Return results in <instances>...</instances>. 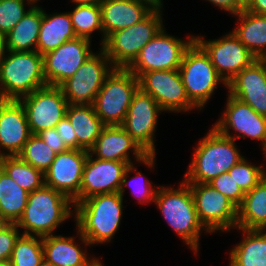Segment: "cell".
<instances>
[{"mask_svg": "<svg viewBox=\"0 0 266 266\" xmlns=\"http://www.w3.org/2000/svg\"><path fill=\"white\" fill-rule=\"evenodd\" d=\"M25 110L32 134L53 129L66 115L67 99L59 86L46 85L18 99Z\"/></svg>", "mask_w": 266, "mask_h": 266, "instance_id": "12", "label": "cell"}, {"mask_svg": "<svg viewBox=\"0 0 266 266\" xmlns=\"http://www.w3.org/2000/svg\"><path fill=\"white\" fill-rule=\"evenodd\" d=\"M0 167L29 193L45 185L44 173L24 162L19 156H3Z\"/></svg>", "mask_w": 266, "mask_h": 266, "instance_id": "32", "label": "cell"}, {"mask_svg": "<svg viewBox=\"0 0 266 266\" xmlns=\"http://www.w3.org/2000/svg\"><path fill=\"white\" fill-rule=\"evenodd\" d=\"M9 223L0 215V231L5 228Z\"/></svg>", "mask_w": 266, "mask_h": 266, "instance_id": "49", "label": "cell"}, {"mask_svg": "<svg viewBox=\"0 0 266 266\" xmlns=\"http://www.w3.org/2000/svg\"><path fill=\"white\" fill-rule=\"evenodd\" d=\"M194 40L208 54L215 70L226 84L257 59L233 31L212 41H205L203 37L197 36Z\"/></svg>", "mask_w": 266, "mask_h": 266, "instance_id": "14", "label": "cell"}, {"mask_svg": "<svg viewBox=\"0 0 266 266\" xmlns=\"http://www.w3.org/2000/svg\"><path fill=\"white\" fill-rule=\"evenodd\" d=\"M6 52V37L0 34V65L2 63V60L5 58Z\"/></svg>", "mask_w": 266, "mask_h": 266, "instance_id": "46", "label": "cell"}, {"mask_svg": "<svg viewBox=\"0 0 266 266\" xmlns=\"http://www.w3.org/2000/svg\"><path fill=\"white\" fill-rule=\"evenodd\" d=\"M69 16L77 37L91 40V34L95 30H100L103 33L99 4L76 5L74 10L69 12Z\"/></svg>", "mask_w": 266, "mask_h": 266, "instance_id": "33", "label": "cell"}, {"mask_svg": "<svg viewBox=\"0 0 266 266\" xmlns=\"http://www.w3.org/2000/svg\"><path fill=\"white\" fill-rule=\"evenodd\" d=\"M129 151L140 163L154 167L155 155H148L121 125L104 126L89 153L95 154L96 159L132 164Z\"/></svg>", "mask_w": 266, "mask_h": 266, "instance_id": "20", "label": "cell"}, {"mask_svg": "<svg viewBox=\"0 0 266 266\" xmlns=\"http://www.w3.org/2000/svg\"><path fill=\"white\" fill-rule=\"evenodd\" d=\"M235 140L220 134L214 127L200 140L195 148L186 183H209L228 172L243 156L235 146Z\"/></svg>", "mask_w": 266, "mask_h": 266, "instance_id": "3", "label": "cell"}, {"mask_svg": "<svg viewBox=\"0 0 266 266\" xmlns=\"http://www.w3.org/2000/svg\"><path fill=\"white\" fill-rule=\"evenodd\" d=\"M56 154L39 135L32 134L18 156L24 162L45 173L54 161Z\"/></svg>", "mask_w": 266, "mask_h": 266, "instance_id": "35", "label": "cell"}, {"mask_svg": "<svg viewBox=\"0 0 266 266\" xmlns=\"http://www.w3.org/2000/svg\"><path fill=\"white\" fill-rule=\"evenodd\" d=\"M244 7H246L251 0H238Z\"/></svg>", "mask_w": 266, "mask_h": 266, "instance_id": "52", "label": "cell"}, {"mask_svg": "<svg viewBox=\"0 0 266 266\" xmlns=\"http://www.w3.org/2000/svg\"><path fill=\"white\" fill-rule=\"evenodd\" d=\"M70 205L74 206L69 197L44 185L29 193L27 205L16 225L24 229L23 235H52L54 230L73 214Z\"/></svg>", "mask_w": 266, "mask_h": 266, "instance_id": "2", "label": "cell"}, {"mask_svg": "<svg viewBox=\"0 0 266 266\" xmlns=\"http://www.w3.org/2000/svg\"><path fill=\"white\" fill-rule=\"evenodd\" d=\"M41 22L42 8L36 4L32 5L23 18L5 35L7 50L36 51Z\"/></svg>", "mask_w": 266, "mask_h": 266, "instance_id": "29", "label": "cell"}, {"mask_svg": "<svg viewBox=\"0 0 266 266\" xmlns=\"http://www.w3.org/2000/svg\"><path fill=\"white\" fill-rule=\"evenodd\" d=\"M178 70L189 100L198 109L207 104L220 82L227 87L208 54L195 40L186 49Z\"/></svg>", "mask_w": 266, "mask_h": 266, "instance_id": "8", "label": "cell"}, {"mask_svg": "<svg viewBox=\"0 0 266 266\" xmlns=\"http://www.w3.org/2000/svg\"><path fill=\"white\" fill-rule=\"evenodd\" d=\"M262 167L249 164L243 157L228 172L246 193L253 189L266 176V171Z\"/></svg>", "mask_w": 266, "mask_h": 266, "instance_id": "36", "label": "cell"}, {"mask_svg": "<svg viewBox=\"0 0 266 266\" xmlns=\"http://www.w3.org/2000/svg\"><path fill=\"white\" fill-rule=\"evenodd\" d=\"M131 171H136V176H133L131 182H128L127 180V176L131 173ZM141 176H144L143 174H141L138 170H135L134 168V165L133 163L132 164H129L128 167L126 168L125 172H124V175H123V178H122V182H121V186H120V189H119V193L123 196L124 195V189L126 187V185H129L131 184V188H132V193L131 194H134V195H137L135 197L138 198L139 202H153L155 200V196H156V192H157V189H154L153 188V185L150 181H146V180H143V177ZM144 183H142V181ZM135 181V182H133ZM129 183V184H128ZM136 190V191H135ZM134 191V193H133Z\"/></svg>", "mask_w": 266, "mask_h": 266, "instance_id": "38", "label": "cell"}, {"mask_svg": "<svg viewBox=\"0 0 266 266\" xmlns=\"http://www.w3.org/2000/svg\"><path fill=\"white\" fill-rule=\"evenodd\" d=\"M15 223H9L0 231V261H8L11 258L16 240L21 235Z\"/></svg>", "mask_w": 266, "mask_h": 266, "instance_id": "40", "label": "cell"}, {"mask_svg": "<svg viewBox=\"0 0 266 266\" xmlns=\"http://www.w3.org/2000/svg\"><path fill=\"white\" fill-rule=\"evenodd\" d=\"M214 5L218 6L221 10L228 11L235 15L245 7L238 0H208Z\"/></svg>", "mask_w": 266, "mask_h": 266, "instance_id": "43", "label": "cell"}, {"mask_svg": "<svg viewBox=\"0 0 266 266\" xmlns=\"http://www.w3.org/2000/svg\"><path fill=\"white\" fill-rule=\"evenodd\" d=\"M9 100L10 98L0 88V112Z\"/></svg>", "mask_w": 266, "mask_h": 266, "instance_id": "48", "label": "cell"}, {"mask_svg": "<svg viewBox=\"0 0 266 266\" xmlns=\"http://www.w3.org/2000/svg\"><path fill=\"white\" fill-rule=\"evenodd\" d=\"M26 0H0V34L6 35L26 14ZM27 3L34 5L32 0Z\"/></svg>", "mask_w": 266, "mask_h": 266, "instance_id": "37", "label": "cell"}, {"mask_svg": "<svg viewBox=\"0 0 266 266\" xmlns=\"http://www.w3.org/2000/svg\"><path fill=\"white\" fill-rule=\"evenodd\" d=\"M0 266H11L10 260H8V261H0Z\"/></svg>", "mask_w": 266, "mask_h": 266, "instance_id": "51", "label": "cell"}, {"mask_svg": "<svg viewBox=\"0 0 266 266\" xmlns=\"http://www.w3.org/2000/svg\"><path fill=\"white\" fill-rule=\"evenodd\" d=\"M38 135L56 153H61L68 150L55 128L43 130Z\"/></svg>", "mask_w": 266, "mask_h": 266, "instance_id": "42", "label": "cell"}, {"mask_svg": "<svg viewBox=\"0 0 266 266\" xmlns=\"http://www.w3.org/2000/svg\"><path fill=\"white\" fill-rule=\"evenodd\" d=\"M123 196L119 192L92 196L74 206L78 236L85 245L111 241L122 218Z\"/></svg>", "mask_w": 266, "mask_h": 266, "instance_id": "1", "label": "cell"}, {"mask_svg": "<svg viewBox=\"0 0 266 266\" xmlns=\"http://www.w3.org/2000/svg\"><path fill=\"white\" fill-rule=\"evenodd\" d=\"M5 153H6V152L3 153L2 151H0V165H1L2 157L5 156Z\"/></svg>", "mask_w": 266, "mask_h": 266, "instance_id": "54", "label": "cell"}, {"mask_svg": "<svg viewBox=\"0 0 266 266\" xmlns=\"http://www.w3.org/2000/svg\"><path fill=\"white\" fill-rule=\"evenodd\" d=\"M77 136V149L90 150L105 126L97 116L94 105L68 104L65 115Z\"/></svg>", "mask_w": 266, "mask_h": 266, "instance_id": "26", "label": "cell"}, {"mask_svg": "<svg viewBox=\"0 0 266 266\" xmlns=\"http://www.w3.org/2000/svg\"><path fill=\"white\" fill-rule=\"evenodd\" d=\"M236 228L266 230V176L245 193L237 208Z\"/></svg>", "mask_w": 266, "mask_h": 266, "instance_id": "27", "label": "cell"}, {"mask_svg": "<svg viewBox=\"0 0 266 266\" xmlns=\"http://www.w3.org/2000/svg\"><path fill=\"white\" fill-rule=\"evenodd\" d=\"M180 188L160 186L157 188L154 203L157 204L164 218L172 229L197 254L202 228L195 209L190 186L183 180Z\"/></svg>", "mask_w": 266, "mask_h": 266, "instance_id": "4", "label": "cell"}, {"mask_svg": "<svg viewBox=\"0 0 266 266\" xmlns=\"http://www.w3.org/2000/svg\"><path fill=\"white\" fill-rule=\"evenodd\" d=\"M229 94L266 116V59H256L228 84Z\"/></svg>", "mask_w": 266, "mask_h": 266, "instance_id": "21", "label": "cell"}, {"mask_svg": "<svg viewBox=\"0 0 266 266\" xmlns=\"http://www.w3.org/2000/svg\"><path fill=\"white\" fill-rule=\"evenodd\" d=\"M158 112H163L159 104L151 95L139 88L121 125L148 155H156L153 136Z\"/></svg>", "mask_w": 266, "mask_h": 266, "instance_id": "15", "label": "cell"}, {"mask_svg": "<svg viewBox=\"0 0 266 266\" xmlns=\"http://www.w3.org/2000/svg\"><path fill=\"white\" fill-rule=\"evenodd\" d=\"M102 0H72L76 5H93V4H100Z\"/></svg>", "mask_w": 266, "mask_h": 266, "instance_id": "47", "label": "cell"}, {"mask_svg": "<svg viewBox=\"0 0 266 266\" xmlns=\"http://www.w3.org/2000/svg\"><path fill=\"white\" fill-rule=\"evenodd\" d=\"M55 129L68 149H77V136L66 116L56 125Z\"/></svg>", "mask_w": 266, "mask_h": 266, "instance_id": "41", "label": "cell"}, {"mask_svg": "<svg viewBox=\"0 0 266 266\" xmlns=\"http://www.w3.org/2000/svg\"><path fill=\"white\" fill-rule=\"evenodd\" d=\"M241 231L245 238L231 250L229 266H266L265 230Z\"/></svg>", "mask_w": 266, "mask_h": 266, "instance_id": "30", "label": "cell"}, {"mask_svg": "<svg viewBox=\"0 0 266 266\" xmlns=\"http://www.w3.org/2000/svg\"><path fill=\"white\" fill-rule=\"evenodd\" d=\"M190 186L200 223L208 233L229 231L237 224V207L209 183H187Z\"/></svg>", "mask_w": 266, "mask_h": 266, "instance_id": "11", "label": "cell"}, {"mask_svg": "<svg viewBox=\"0 0 266 266\" xmlns=\"http://www.w3.org/2000/svg\"><path fill=\"white\" fill-rule=\"evenodd\" d=\"M214 128L220 134L234 140L242 137L259 140L263 151H266V116L258 114L250 105L229 93L226 110ZM231 128L237 131L238 135L231 136Z\"/></svg>", "mask_w": 266, "mask_h": 266, "instance_id": "16", "label": "cell"}, {"mask_svg": "<svg viewBox=\"0 0 266 266\" xmlns=\"http://www.w3.org/2000/svg\"><path fill=\"white\" fill-rule=\"evenodd\" d=\"M245 10L255 14L266 15V0H251Z\"/></svg>", "mask_w": 266, "mask_h": 266, "instance_id": "44", "label": "cell"}, {"mask_svg": "<svg viewBox=\"0 0 266 266\" xmlns=\"http://www.w3.org/2000/svg\"><path fill=\"white\" fill-rule=\"evenodd\" d=\"M39 266H55V265L53 263H50V262L46 261L45 259H43L40 262Z\"/></svg>", "mask_w": 266, "mask_h": 266, "instance_id": "50", "label": "cell"}, {"mask_svg": "<svg viewBox=\"0 0 266 266\" xmlns=\"http://www.w3.org/2000/svg\"><path fill=\"white\" fill-rule=\"evenodd\" d=\"M139 88L159 104L163 111L179 112L197 108L188 98L178 69L144 72Z\"/></svg>", "mask_w": 266, "mask_h": 266, "instance_id": "13", "label": "cell"}, {"mask_svg": "<svg viewBox=\"0 0 266 266\" xmlns=\"http://www.w3.org/2000/svg\"><path fill=\"white\" fill-rule=\"evenodd\" d=\"M29 192L20 187L0 167V215L8 223H17L27 205Z\"/></svg>", "mask_w": 266, "mask_h": 266, "instance_id": "31", "label": "cell"}, {"mask_svg": "<svg viewBox=\"0 0 266 266\" xmlns=\"http://www.w3.org/2000/svg\"><path fill=\"white\" fill-rule=\"evenodd\" d=\"M210 185L225 195L237 208L241 205L245 192L235 182L229 172H224L209 182Z\"/></svg>", "mask_w": 266, "mask_h": 266, "instance_id": "39", "label": "cell"}, {"mask_svg": "<svg viewBox=\"0 0 266 266\" xmlns=\"http://www.w3.org/2000/svg\"><path fill=\"white\" fill-rule=\"evenodd\" d=\"M91 41L75 38L60 45L44 56V77L47 85L61 86L93 54Z\"/></svg>", "mask_w": 266, "mask_h": 266, "instance_id": "17", "label": "cell"}, {"mask_svg": "<svg viewBox=\"0 0 266 266\" xmlns=\"http://www.w3.org/2000/svg\"><path fill=\"white\" fill-rule=\"evenodd\" d=\"M92 266H103L101 261L97 260Z\"/></svg>", "mask_w": 266, "mask_h": 266, "instance_id": "53", "label": "cell"}, {"mask_svg": "<svg viewBox=\"0 0 266 266\" xmlns=\"http://www.w3.org/2000/svg\"><path fill=\"white\" fill-rule=\"evenodd\" d=\"M235 16L240 20L233 33L257 59H266V15L243 9Z\"/></svg>", "mask_w": 266, "mask_h": 266, "instance_id": "28", "label": "cell"}, {"mask_svg": "<svg viewBox=\"0 0 266 266\" xmlns=\"http://www.w3.org/2000/svg\"><path fill=\"white\" fill-rule=\"evenodd\" d=\"M162 28L141 50L134 62L127 68L137 78L153 70L179 69L186 49L194 41L174 38Z\"/></svg>", "mask_w": 266, "mask_h": 266, "instance_id": "9", "label": "cell"}, {"mask_svg": "<svg viewBox=\"0 0 266 266\" xmlns=\"http://www.w3.org/2000/svg\"><path fill=\"white\" fill-rule=\"evenodd\" d=\"M89 151L68 149L57 153L49 169L44 173L45 185L51 187L72 201L80 194L83 170Z\"/></svg>", "mask_w": 266, "mask_h": 266, "instance_id": "19", "label": "cell"}, {"mask_svg": "<svg viewBox=\"0 0 266 266\" xmlns=\"http://www.w3.org/2000/svg\"><path fill=\"white\" fill-rule=\"evenodd\" d=\"M161 10H153L141 22L113 32L101 47L114 68L127 69L140 50L163 28Z\"/></svg>", "mask_w": 266, "mask_h": 266, "instance_id": "7", "label": "cell"}, {"mask_svg": "<svg viewBox=\"0 0 266 266\" xmlns=\"http://www.w3.org/2000/svg\"><path fill=\"white\" fill-rule=\"evenodd\" d=\"M93 158L89 153L83 170L80 194L73 200L74 206L95 195L119 192L124 172L129 164Z\"/></svg>", "mask_w": 266, "mask_h": 266, "instance_id": "18", "label": "cell"}, {"mask_svg": "<svg viewBox=\"0 0 266 266\" xmlns=\"http://www.w3.org/2000/svg\"><path fill=\"white\" fill-rule=\"evenodd\" d=\"M43 259L42 237L21 234L13 248L11 266H39Z\"/></svg>", "mask_w": 266, "mask_h": 266, "instance_id": "34", "label": "cell"}, {"mask_svg": "<svg viewBox=\"0 0 266 266\" xmlns=\"http://www.w3.org/2000/svg\"><path fill=\"white\" fill-rule=\"evenodd\" d=\"M139 79L128 69L114 68L105 78L94 101L97 116L105 126L122 125Z\"/></svg>", "mask_w": 266, "mask_h": 266, "instance_id": "6", "label": "cell"}, {"mask_svg": "<svg viewBox=\"0 0 266 266\" xmlns=\"http://www.w3.org/2000/svg\"><path fill=\"white\" fill-rule=\"evenodd\" d=\"M44 56L37 51H9L0 65V88L18 100L46 86Z\"/></svg>", "mask_w": 266, "mask_h": 266, "instance_id": "5", "label": "cell"}, {"mask_svg": "<svg viewBox=\"0 0 266 266\" xmlns=\"http://www.w3.org/2000/svg\"><path fill=\"white\" fill-rule=\"evenodd\" d=\"M31 135L22 103L10 99L0 112V147L8 151L5 156H18Z\"/></svg>", "mask_w": 266, "mask_h": 266, "instance_id": "22", "label": "cell"}, {"mask_svg": "<svg viewBox=\"0 0 266 266\" xmlns=\"http://www.w3.org/2000/svg\"><path fill=\"white\" fill-rule=\"evenodd\" d=\"M134 1H140L145 4H147L149 7H151L153 10H161L162 8V1L161 0H134Z\"/></svg>", "mask_w": 266, "mask_h": 266, "instance_id": "45", "label": "cell"}, {"mask_svg": "<svg viewBox=\"0 0 266 266\" xmlns=\"http://www.w3.org/2000/svg\"><path fill=\"white\" fill-rule=\"evenodd\" d=\"M100 53H93L60 87L70 105H93L105 78L114 67L100 48ZM109 64V66H108Z\"/></svg>", "mask_w": 266, "mask_h": 266, "instance_id": "10", "label": "cell"}, {"mask_svg": "<svg viewBox=\"0 0 266 266\" xmlns=\"http://www.w3.org/2000/svg\"><path fill=\"white\" fill-rule=\"evenodd\" d=\"M77 38L69 13L48 15L42 9V22L36 51L40 55L55 50L67 41Z\"/></svg>", "mask_w": 266, "mask_h": 266, "instance_id": "25", "label": "cell"}, {"mask_svg": "<svg viewBox=\"0 0 266 266\" xmlns=\"http://www.w3.org/2000/svg\"><path fill=\"white\" fill-rule=\"evenodd\" d=\"M99 5L104 35L101 47L113 32L141 22L153 11L147 4L134 0H102Z\"/></svg>", "mask_w": 266, "mask_h": 266, "instance_id": "23", "label": "cell"}, {"mask_svg": "<svg viewBox=\"0 0 266 266\" xmlns=\"http://www.w3.org/2000/svg\"><path fill=\"white\" fill-rule=\"evenodd\" d=\"M73 237L60 235L42 237L43 257L55 266H92L98 259L89 258ZM91 259V260H90Z\"/></svg>", "mask_w": 266, "mask_h": 266, "instance_id": "24", "label": "cell"}]
</instances>
